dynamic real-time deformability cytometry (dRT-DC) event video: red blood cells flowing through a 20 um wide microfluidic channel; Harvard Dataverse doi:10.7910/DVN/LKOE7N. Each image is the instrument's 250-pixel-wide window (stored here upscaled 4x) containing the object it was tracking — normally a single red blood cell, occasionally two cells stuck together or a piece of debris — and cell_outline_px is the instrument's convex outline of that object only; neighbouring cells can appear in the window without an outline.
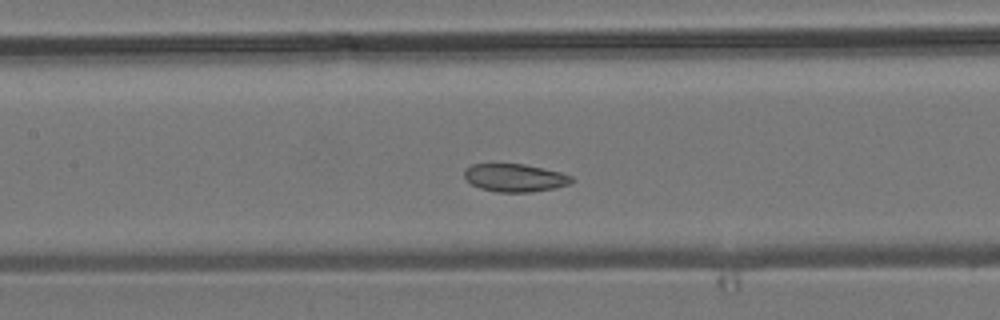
{"species": "common noctule bat (a hibernating species)", "species_latin": "Nyctalus noctula", "temperature_condition": "room temperature", "stored_images_in_passage": 8, "camera_frame_rate_fps": 3000, "um_per_image_px": 0.085, "animal": {"sex": "male", "body_mass_g": 19.2, "forearm_length_mm": 51.8}, "frame": {"image": 1, "passage_image": 8, "time_ms": 8.0, "image_size_px": [1000, 320], "cell_outline_px": [[572, 180], [568, 184], [556, 188], [532, 192], [496, 192], [480, 188], [472, 184], [464, 176], [464, 168], [472, 164], [524, 164], [560, 172], [572, 176]], "centroid_in_image_um": [43.74, 15.11], "position_along_channel_um": 163.7, "area_um2": 17.4}}